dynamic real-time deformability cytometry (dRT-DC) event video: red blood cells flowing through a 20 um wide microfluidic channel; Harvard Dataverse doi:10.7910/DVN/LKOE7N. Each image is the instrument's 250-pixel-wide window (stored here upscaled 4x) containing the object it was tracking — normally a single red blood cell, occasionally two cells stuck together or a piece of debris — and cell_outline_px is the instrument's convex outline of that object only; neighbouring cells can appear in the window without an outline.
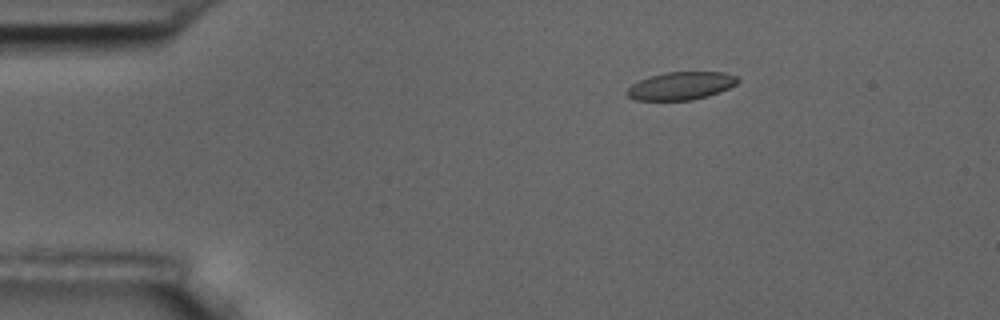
{"species": "common noctule bat (a hibernating species)", "species_latin": "Nyctalus noctula", "temperature_condition": "room temperature", "stored_images_in_passage": 5, "camera_frame_rate_fps": 3000, "um_per_image_px": 0.085, "animal": {"sex": "male", "body_mass_g": 17.5, "forearm_length_mm": 52.3}, "frame": {"image": 1, "passage_image": 3, "time_ms": 2.333, "image_size_px": [1000, 320], "cell_outline_px": [[740, 80], [736, 84], [728, 88], [708, 96], [692, 100], [636, 100], [628, 96], [624, 92], [632, 84], [648, 76], [664, 72], [724, 72], [740, 76]], "centroid_in_image_um": [57.89, 7.28], "position_along_channel_um": 27.1, "area_um2": 18.15}}